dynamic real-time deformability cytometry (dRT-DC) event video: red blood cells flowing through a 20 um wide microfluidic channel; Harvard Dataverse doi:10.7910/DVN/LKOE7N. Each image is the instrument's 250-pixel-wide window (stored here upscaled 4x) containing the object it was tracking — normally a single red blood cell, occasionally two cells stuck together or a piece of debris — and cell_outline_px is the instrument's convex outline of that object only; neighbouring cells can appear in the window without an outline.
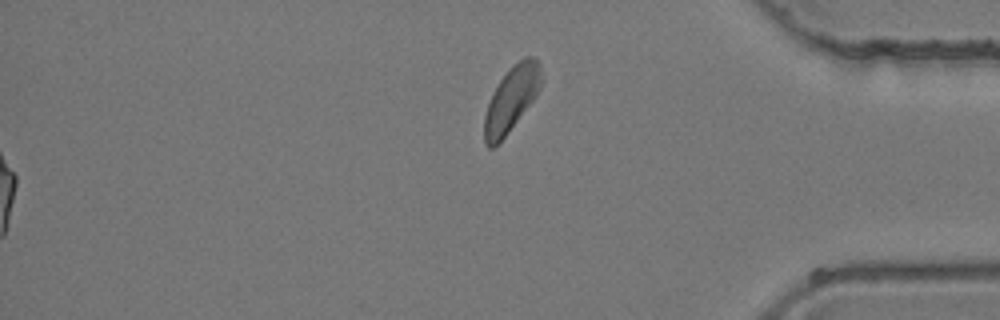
{"species": "common noctule bat (a hibernating species)", "species_latin": "Nyctalus noctula", "temperature_condition": "room temperature", "stored_images_in_passage": 41, "camera_frame_rate_fps": 3000, "um_per_image_px": 0.085, "animal": {"sex": "female", "body_mass_g": 24.6, "forearm_length_mm": 56.2}, "frame": {"image": 1, "passage_image": 41, "time_ms": 13.333, "image_size_px": [1000, 320], "cell_outline_px": [[544, 80], [536, 96], [508, 132], [492, 148], [488, 148], [484, 144], [484, 116], [492, 92], [500, 80], [512, 64], [524, 56], [532, 56], [540, 64]], "centroid_in_image_um": [43.48, 8.37], "position_along_channel_um": 391.7, "area_um2": 21.62}}